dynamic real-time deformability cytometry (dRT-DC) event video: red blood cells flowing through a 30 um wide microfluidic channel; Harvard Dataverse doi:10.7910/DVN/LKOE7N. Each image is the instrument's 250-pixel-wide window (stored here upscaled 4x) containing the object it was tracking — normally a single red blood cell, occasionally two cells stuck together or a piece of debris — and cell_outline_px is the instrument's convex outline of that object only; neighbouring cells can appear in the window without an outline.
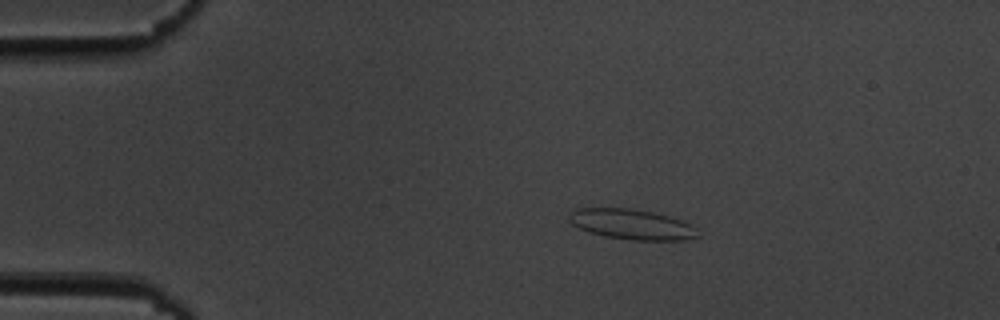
{"species": "common noctule bat (a hibernating species)", "species_latin": "Nyctalus noctula", "temperature_condition": "cold", "stored_images_in_passage": 45, "camera_frame_rate_fps": 3000, "um_per_image_px": 0.085, "animal": {"sex": "male", "body_mass_g": 19.5, "forearm_length_mm": 54.6}, "frame": {"image": 1, "passage_image": 1, "time_ms": 0.0, "image_size_px": [1000, 320], "cell_outline_px": [[700, 236], [684, 240], [632, 240], [604, 236], [588, 232], [572, 224], [568, 220], [568, 216], [576, 208], [632, 208], [652, 212], [668, 216], [692, 224], [696, 228]], "centroid_in_image_um": [53.7, 19.07], "position_along_channel_um": 31.3, "area_um2": 22.77}}
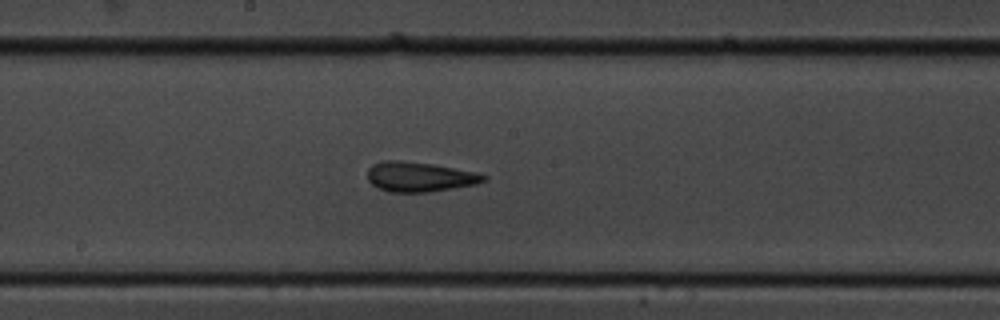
{"frame": {"image": 2, "passage_image": 20, "time_ms": 6.333, "image_size_px": [1000, 320], "cell_outline_px": [[488, 180], [476, 184], [428, 192], [388, 192], [376, 188], [368, 180], [368, 168], [372, 164], [384, 160], [400, 160], [432, 164], [476, 172], [488, 176]], "centroid_in_image_um": [35.64, 15.03], "position_along_channel_um": 212.6, "area_um2": 20.29}}
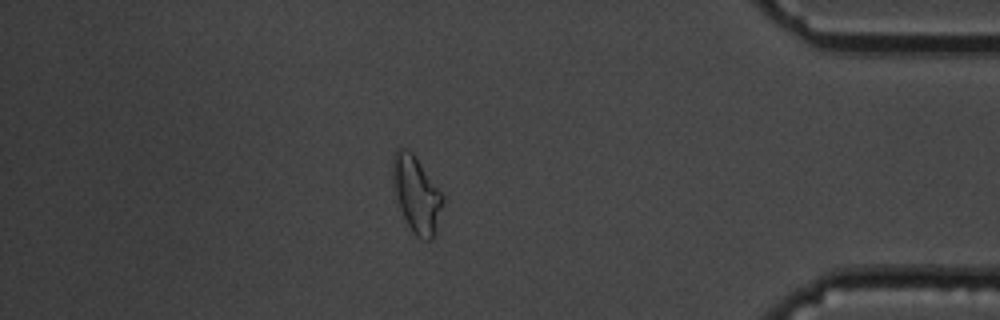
{"frame": {"image": 3, "passage_image": 38, "time_ms": 12.333, "image_size_px": [1000, 320], "cell_outline_px": [[444, 200], [432, 236], [428, 240], [420, 240], [412, 232], [400, 208], [396, 196], [392, 180], [392, 156], [396, 148], [408, 148], [416, 156], [444, 196]], "centroid_in_image_um": [35.36, 16.45], "position_along_channel_um": 399.8, "area_um2": 22.02}, "authors_computed_cell_mechanics": {"area_um2": 20.4034, "velocity_mm_per_s": 3.6746, "shape_relaxation_time_tau1_ms": 5.4292, "shape_relaxation_time_tau2_ms": 1.7505, "deformation_change_tau1": 0.1383, "deformation_change_tau2": 0.1063}}